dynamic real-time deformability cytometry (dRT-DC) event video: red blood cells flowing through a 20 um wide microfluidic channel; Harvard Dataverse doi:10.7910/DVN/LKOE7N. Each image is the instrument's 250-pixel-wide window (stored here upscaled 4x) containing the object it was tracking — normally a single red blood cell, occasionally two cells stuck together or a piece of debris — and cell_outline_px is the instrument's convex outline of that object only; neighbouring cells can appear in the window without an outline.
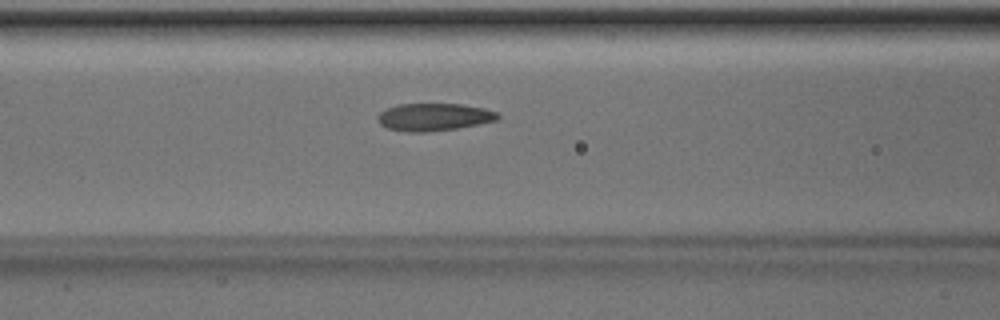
{"species": "Egyptian fruit bat (a non-hibernating species)", "species_latin": "Rousettus aegyptiacus", "temperature_condition": "room temperature", "stored_images_in_passage": 26, "camera_frame_rate_fps": 3000, "um_per_image_px": 0.085, "animal": {"sex": "male"}, "frame": {"image": 1, "passage_image": 5, "time_ms": 1.333, "image_size_px": [1000, 320], "cell_outline_px": [[500, 116], [496, 120], [456, 128], [424, 132], [408, 132], [388, 128], [380, 124], [380, 112], [388, 108], [400, 104], [460, 104], [484, 108], [496, 112]], "centroid_in_image_um": [36.89, 9.94], "position_along_channel_um": 129.7, "area_um2": 18.79}}
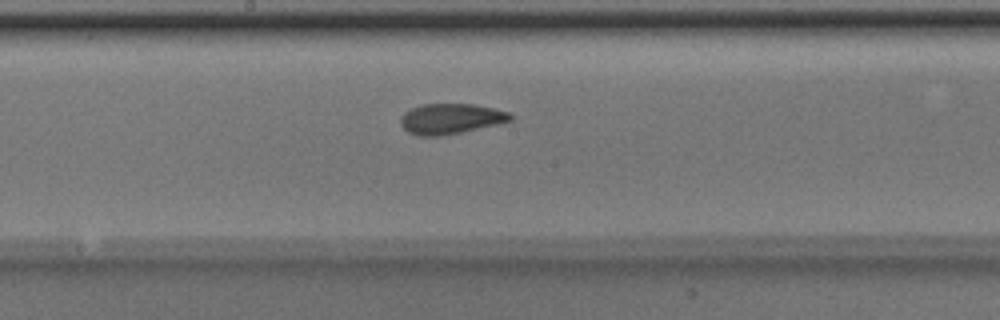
{"frame": {"image": 2, "passage_image": 11, "time_ms": 3.333, "image_size_px": [1000, 320], "cell_outline_px": [[512, 120], [496, 124], [460, 132], [440, 136], [416, 136], [408, 132], [400, 124], [400, 120], [404, 112], [408, 108], [420, 104], [472, 104], [492, 108], [508, 112], [512, 116]], "centroid_in_image_um": [38.23, 10.09], "position_along_channel_um": 210.0, "area_um2": 19.36}}
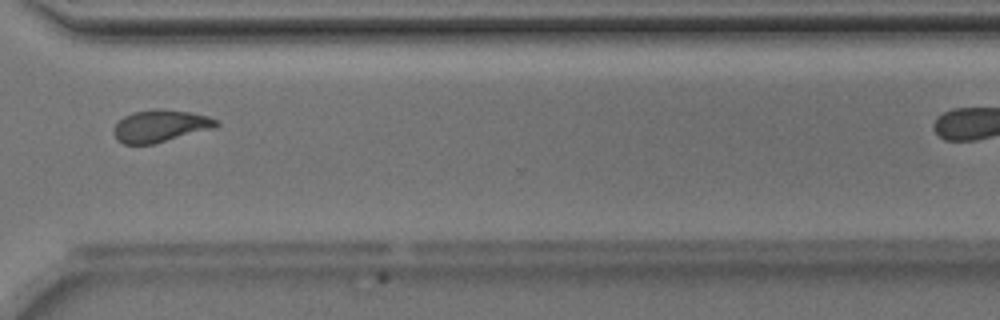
{"frame": {"image": 3, "passage_image": 22, "time_ms": 7.0, "image_size_px": [1000, 320], "cell_outline_px": [[220, 124], [212, 128], [152, 144], [124, 144], [116, 140], [112, 132], [112, 128], [124, 116], [132, 112], [156, 108], [188, 112], [208, 116], [216, 120]], "centroid_in_image_um": [13.55, 10.7], "position_along_channel_um": 357.0, "area_um2": 19.02}}